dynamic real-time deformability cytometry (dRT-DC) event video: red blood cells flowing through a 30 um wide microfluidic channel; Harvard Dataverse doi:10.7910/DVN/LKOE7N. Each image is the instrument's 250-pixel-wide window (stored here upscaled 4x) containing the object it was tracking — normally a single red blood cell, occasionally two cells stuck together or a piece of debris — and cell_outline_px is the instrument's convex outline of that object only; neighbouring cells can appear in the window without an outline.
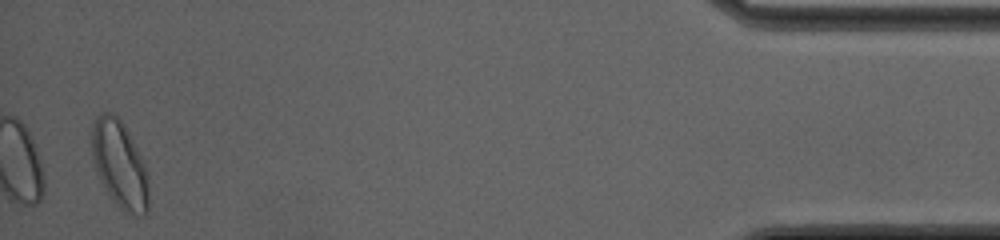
{"species": "common noctule bat (a hibernating species)", "species_latin": "Nyctalus noctula", "temperature_condition": "cold", "stored_images_in_passage": 43, "camera_frame_rate_fps": 3000, "um_per_image_px": 0.085, "animal": {"sex": "female", "body_mass_g": 20.0, "forearm_length_mm": 54.0}, "frame": {"image": 1, "passage_image": 43, "time_ms": 14.0, "image_size_px": [1000, 240], "cell_outline_px": [[148, 208], [144, 216], [140, 216], [124, 212], [116, 204], [104, 188], [96, 168], [92, 156], [92, 124], [96, 116], [104, 112], [112, 112], [124, 124], [148, 172]], "centroid_in_image_um": [10.17, 13.99], "position_along_channel_um": 425.0, "area_um2": 28.67}, "authors_computed_cell_mechanics": {"area_um2": 20.9814, "velocity_mm_per_s": 4.2659, "shape_relaxation_time_tau1_ms": 3.6873, "shape_relaxation_time_tau2_ms": 2.681, "deformation_change_tau1": 0.121, "deformation_change_tau2": 0.0724}}